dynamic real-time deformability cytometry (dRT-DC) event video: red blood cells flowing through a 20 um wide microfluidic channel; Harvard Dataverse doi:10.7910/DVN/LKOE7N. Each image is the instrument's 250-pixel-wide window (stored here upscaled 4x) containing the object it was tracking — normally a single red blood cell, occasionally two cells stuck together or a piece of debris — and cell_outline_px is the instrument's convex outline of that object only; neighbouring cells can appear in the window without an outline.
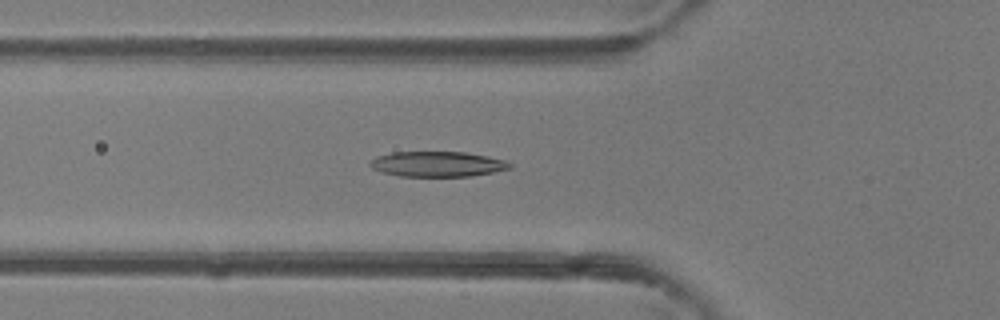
{"species": "common noctule bat (a hibernating species)", "species_latin": "Nyctalus noctula", "temperature_condition": "room temperature", "stored_images_in_passage": 46, "camera_frame_rate_fps": 3000, "um_per_image_px": 0.085, "animal": {"sex": "female"}, "frame": {"image": 1, "passage_image": 16, "time_ms": 5.0, "image_size_px": [1000, 320], "cell_outline_px": [[512, 168], [472, 176], [400, 176], [380, 172], [372, 168], [368, 164], [376, 156], [392, 152], [464, 152], [488, 156], [508, 160], [512, 164]], "centroid_in_image_um": [37.2, 13.94], "position_along_channel_um": 88.6, "area_um2": 20.69}}
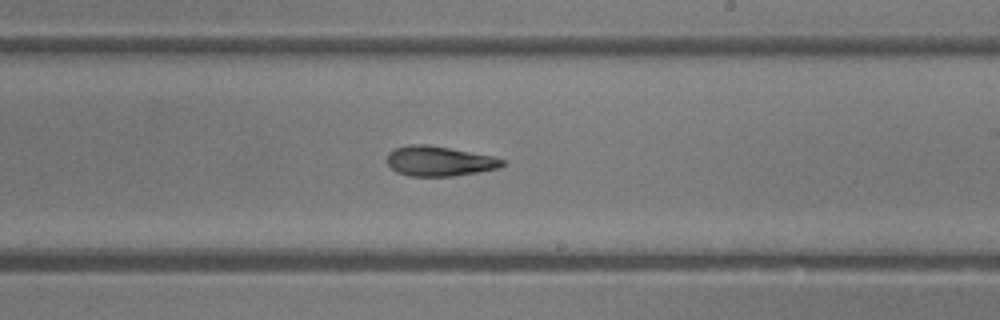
{"frame": {"image": 2, "passage_image": 27, "time_ms": 8.667, "image_size_px": [1000, 320], "cell_outline_px": [[504, 164], [500, 168], [452, 176], [408, 176], [396, 172], [388, 164], [388, 152], [396, 148], [412, 144], [428, 144], [492, 156], [504, 160]], "centroid_in_image_um": [37.32, 13.7], "position_along_channel_um": 251.7, "area_um2": 19.94}}
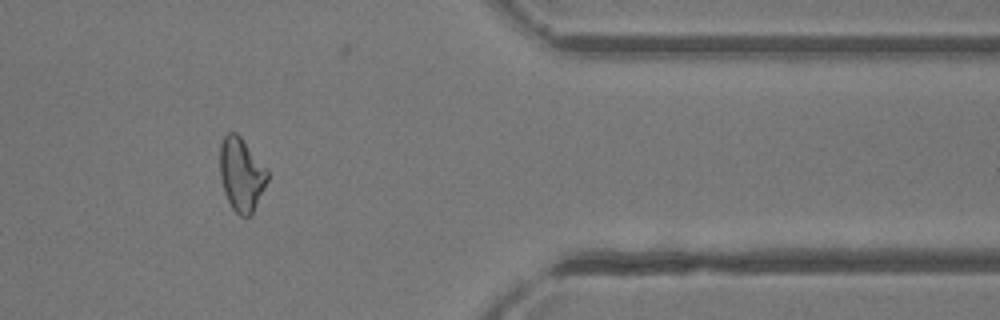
{"frame": {"image": 3, "passage_image": 38, "time_ms": 12.333, "image_size_px": [1000, 320], "cell_outline_px": [[268, 180], [252, 216], [240, 216], [232, 208], [228, 200], [220, 176], [220, 144], [224, 136], [228, 132], [236, 132], [240, 136], [268, 168]], "centroid_in_image_um": [20.54, 14.82], "position_along_channel_um": 390.9, "area_um2": 20.46}, "authors_computed_cell_mechanics": {"area_um2": 20.7502, "velocity_mm_per_s": 4.4372, "shape_relaxation_time_tau1_ms": 4.2855, "shape_relaxation_time_tau2_ms": 3.7697, "deformation_change_tau1": 0.1663, "deformation_change_tau2": 0.1454}}